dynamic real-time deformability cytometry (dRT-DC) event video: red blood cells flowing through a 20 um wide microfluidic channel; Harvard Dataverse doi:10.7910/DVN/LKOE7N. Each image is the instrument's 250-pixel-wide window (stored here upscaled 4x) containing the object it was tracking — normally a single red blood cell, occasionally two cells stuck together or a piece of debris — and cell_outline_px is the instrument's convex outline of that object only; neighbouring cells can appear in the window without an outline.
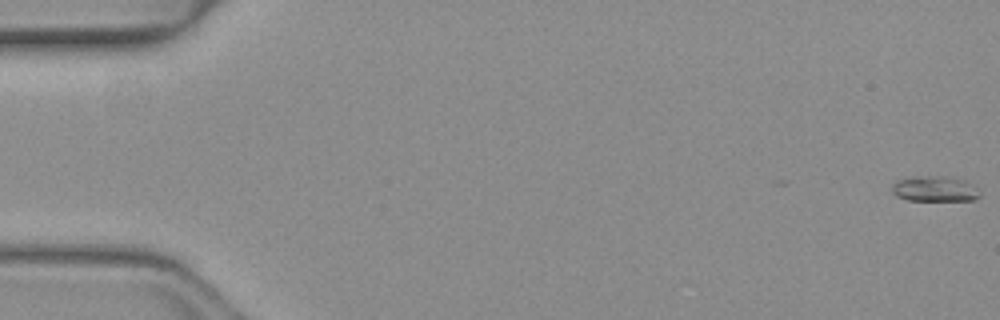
{"species": "common noctule bat (a hibernating species)", "species_latin": "Nyctalus noctula", "temperature_condition": "warm", "stored_images_in_passage": 43, "camera_frame_rate_fps": 3000, "um_per_image_px": 0.085, "animal": {"sex": "female", "body_mass_g": 19.3, "forearm_length_mm": 54.1}, "frame": {"image": 1, "passage_image": 1, "time_ms": 0.0, "image_size_px": [1000, 320], "cell_outline_px": [[980, 196], [976, 200], [908, 200], [896, 196], [892, 192], [892, 184], [896, 180], [928, 176], [944, 176], [964, 180], [980, 192]], "centroid_in_image_um": [79.44, 16.07], "position_along_channel_um": 5.6, "area_um2": 12.77}}
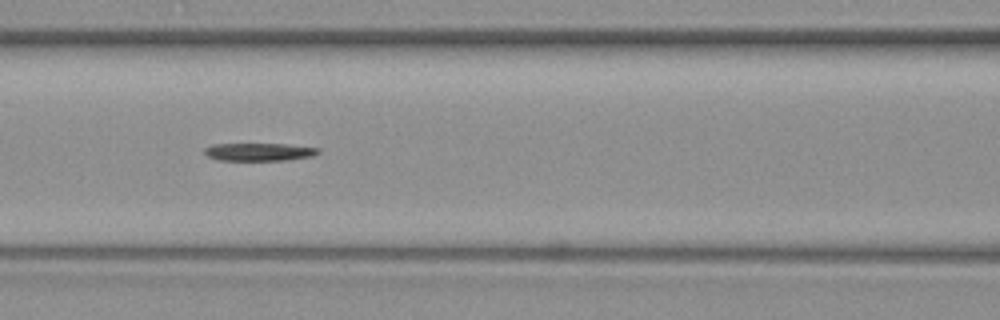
{"frame": {"image": 2, "passage_image": 23, "time_ms": 7.333, "image_size_px": [1000, 320], "cell_outline_px": [[320, 152], [312, 156], [288, 160], [216, 160], [208, 156], [204, 152], [204, 148], [212, 144], [284, 144], [320, 148]], "centroid_in_image_um": [22.02, 12.91], "position_along_channel_um": 144.6, "area_um2": 11.79}}
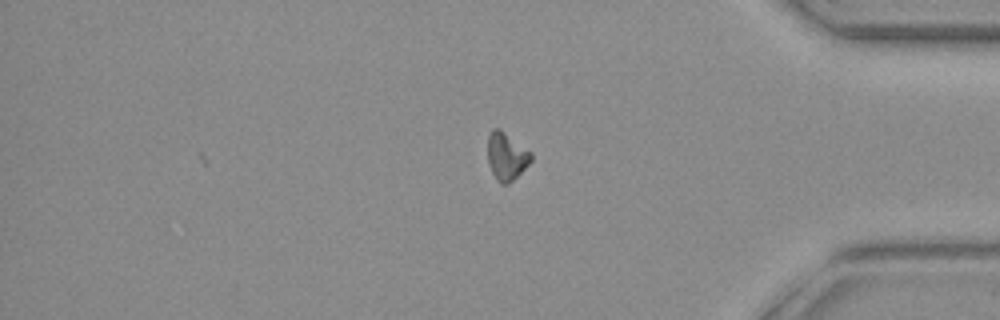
{"frame": {"image": 3, "passage_image": 43, "time_ms": 14.0, "image_size_px": [1000, 320], "cell_outline_px": [[532, 160], [508, 184], [500, 184], [496, 180], [488, 164], [488, 136], [492, 128], [500, 128], [532, 152]], "centroid_in_image_um": [43.04, 13.26], "position_along_channel_um": 392.2, "area_um2": 12.08}}